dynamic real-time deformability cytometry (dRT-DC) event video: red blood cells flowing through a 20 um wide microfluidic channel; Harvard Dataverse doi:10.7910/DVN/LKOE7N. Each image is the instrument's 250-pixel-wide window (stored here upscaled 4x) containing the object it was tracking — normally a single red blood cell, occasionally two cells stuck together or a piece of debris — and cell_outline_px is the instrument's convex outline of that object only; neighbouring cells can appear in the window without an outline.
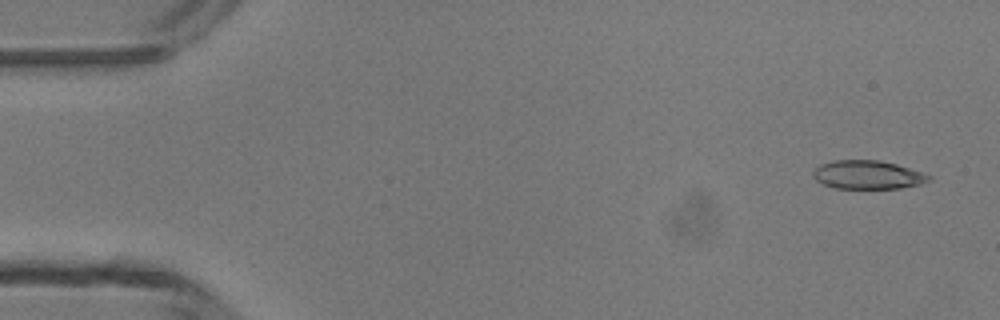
{"species": "common noctule bat (a hibernating species)", "species_latin": "Nyctalus noctula", "temperature_condition": "room temperature", "stored_images_in_passage": 4, "camera_frame_rate_fps": 3000, "um_per_image_px": 0.085, "animal": {"sex": "male", "body_mass_g": 13.3}, "frame": {"image": 1, "passage_image": 1, "time_ms": 0.0, "image_size_px": [1000, 320], "cell_outline_px": [[932, 180], [920, 184], [900, 188], [832, 188], [816, 180], [812, 176], [812, 172], [820, 164], [836, 160], [880, 160], [896, 164], [932, 176]], "centroid_in_image_um": [73.74, 14.86], "position_along_channel_um": 11.3, "area_um2": 19.19}}
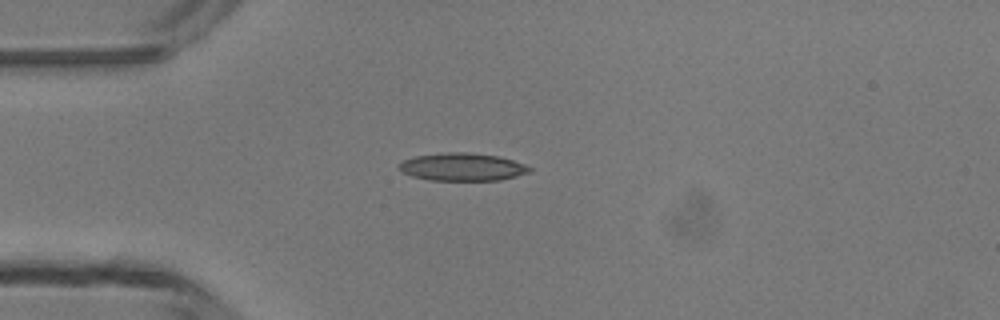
{"frame": {"image": 2, "passage_image": 4, "time_ms": 3.333, "image_size_px": [1000, 320], "cell_outline_px": [[532, 172], [500, 180], [428, 180], [412, 176], [400, 172], [400, 164], [404, 160], [416, 156], [448, 152], [468, 152], [496, 156], [512, 160], [524, 164], [532, 168]], "centroid_in_image_um": [39.31, 14.2], "position_along_channel_um": 45.7, "area_um2": 20.98}}